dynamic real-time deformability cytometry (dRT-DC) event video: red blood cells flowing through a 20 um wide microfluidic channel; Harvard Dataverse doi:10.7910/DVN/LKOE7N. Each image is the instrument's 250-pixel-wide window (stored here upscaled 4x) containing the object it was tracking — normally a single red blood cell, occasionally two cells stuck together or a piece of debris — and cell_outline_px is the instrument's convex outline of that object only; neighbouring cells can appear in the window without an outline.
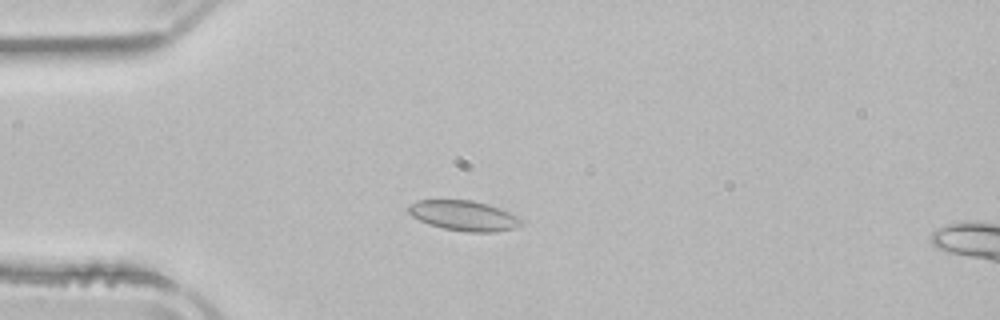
{"species": "common noctule bat (a hibernating species)", "species_latin": "Nyctalus noctula", "temperature_condition": "room temperature", "stored_images_in_passage": 47, "camera_frame_rate_fps": 3000, "um_per_image_px": 0.085, "animal": {"sex": "male", "body_mass_g": 21.5, "forearm_length_mm": 52.0}, "frame": {"image": 1, "passage_image": 8, "time_ms": 2.333, "image_size_px": [1000, 320], "cell_outline_px": [[524, 224], [516, 228], [496, 232], [468, 232], [444, 228], [428, 224], [412, 216], [408, 212], [408, 204], [416, 200], [472, 200], [488, 204], [500, 208], [524, 220]], "centroid_in_image_um": [39.44, 18.33], "position_along_channel_um": 45.6, "area_um2": 19.94}}
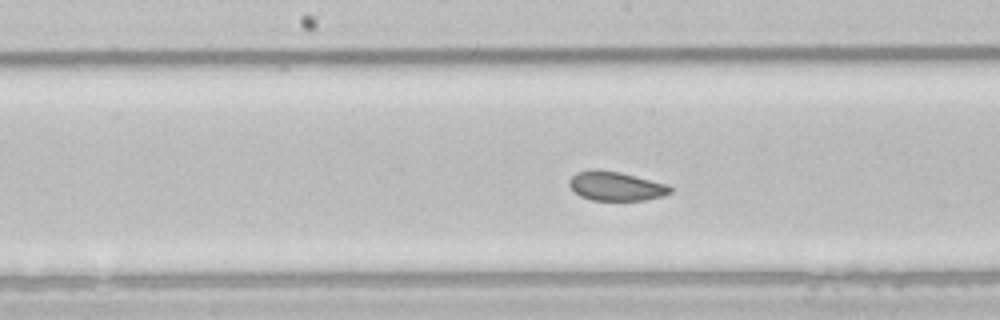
{"frame": {"image": 2, "passage_image": 21, "time_ms": 6.667, "image_size_px": [1000, 320], "cell_outline_px": [[672, 192], [664, 196], [644, 200], [592, 200], [580, 196], [568, 184], [568, 180], [576, 172], [620, 172], [668, 184], [672, 188]], "centroid_in_image_um": [52.41, 15.86], "position_along_channel_um": 195.8, "area_um2": 16.65}}
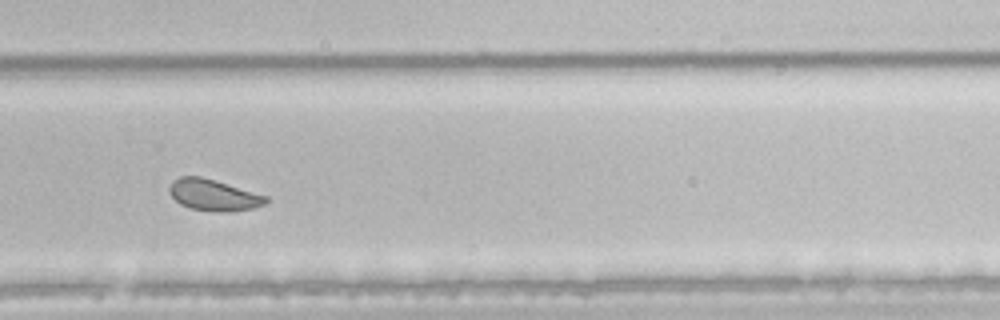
{"frame": {"image": 3, "passage_image": 30, "time_ms": 9.667, "image_size_px": [1000, 320], "cell_outline_px": [[268, 200], [264, 204], [252, 208], [232, 212], [220, 212], [192, 208], [180, 204], [168, 192], [168, 188], [172, 180], [180, 176], [200, 176], [216, 180], [268, 196]], "centroid_in_image_um": [18.14, 16.56], "position_along_channel_um": 311.7, "area_um2": 17.69}, "authors_computed_cell_mechanics": {"area_um2": 18.6694, "velocity_mm_per_s": 3.8727, "shape_relaxation_time_tau1_ms": 3.6243, "shape_relaxation_time_tau2_ms": 1.3634, "deformation_change_tau1": 0.0554, "deformation_change_tau2": 0.0451}}